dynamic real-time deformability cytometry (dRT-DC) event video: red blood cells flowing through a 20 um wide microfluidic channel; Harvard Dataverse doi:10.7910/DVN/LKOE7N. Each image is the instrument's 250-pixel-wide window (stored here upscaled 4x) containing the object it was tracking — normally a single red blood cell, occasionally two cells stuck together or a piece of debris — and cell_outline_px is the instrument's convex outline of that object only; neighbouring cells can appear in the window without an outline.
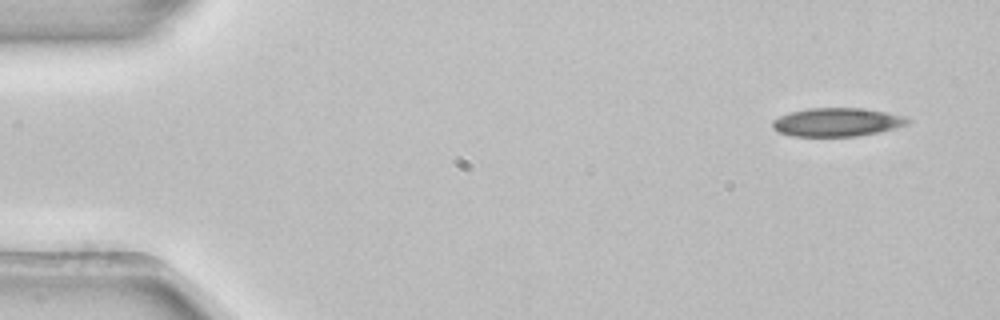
{"species": "common noctule bat (a hibernating species)", "species_latin": "Nyctalus noctula", "temperature_condition": "room temperature", "stored_images_in_passage": 6, "camera_frame_rate_fps": 3000, "um_per_image_px": 0.085, "animal": {"sex": "female", "body_mass_g": 22.7, "forearm_length_mm": 54.2}, "frame": {"image": 1, "passage_image": 1, "time_ms": 0.0, "image_size_px": [1000, 320], "cell_outline_px": [[912, 120], [908, 124], [880, 132], [856, 136], [792, 136], [776, 132], [772, 128], [772, 120], [780, 116], [792, 112], [808, 108], [860, 108], [888, 112], [904, 116]], "centroid_in_image_um": [71.14, 10.38], "position_along_channel_um": 13.9, "area_um2": 22.54}}
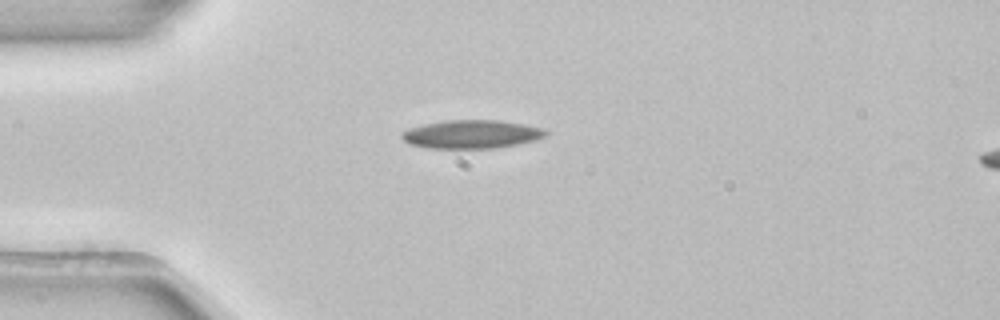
{"frame": {"image": 2, "passage_image": 4, "time_ms": 1.0, "image_size_px": [1000, 320], "cell_outline_px": [[552, 132], [548, 136], [536, 140], [520, 144], [496, 148], [428, 148], [408, 144], [400, 136], [408, 128], [424, 124], [448, 120], [496, 120], [524, 124], [544, 128]], "centroid_in_image_um": [40.16, 11.41], "position_along_channel_um": 44.8, "area_um2": 24.1}}
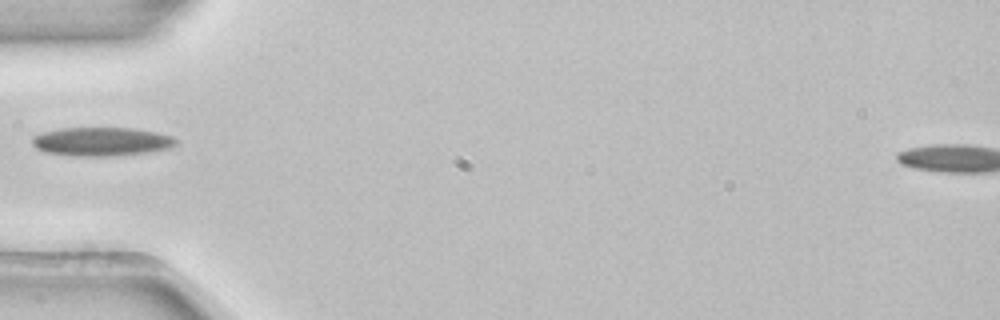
{"frame": {"image": 3, "passage_image": 5, "time_ms": 1.333, "image_size_px": [1000, 320], "cell_outline_px": [[176, 144], [172, 148], [148, 152], [112, 156], [76, 156], [44, 152], [36, 148], [32, 144], [32, 136], [44, 132], [60, 128], [136, 128], [156, 132], [172, 136], [176, 140]], "centroid_in_image_um": [8.63, 12.03], "position_along_channel_um": 76.4, "area_um2": 24.16}}